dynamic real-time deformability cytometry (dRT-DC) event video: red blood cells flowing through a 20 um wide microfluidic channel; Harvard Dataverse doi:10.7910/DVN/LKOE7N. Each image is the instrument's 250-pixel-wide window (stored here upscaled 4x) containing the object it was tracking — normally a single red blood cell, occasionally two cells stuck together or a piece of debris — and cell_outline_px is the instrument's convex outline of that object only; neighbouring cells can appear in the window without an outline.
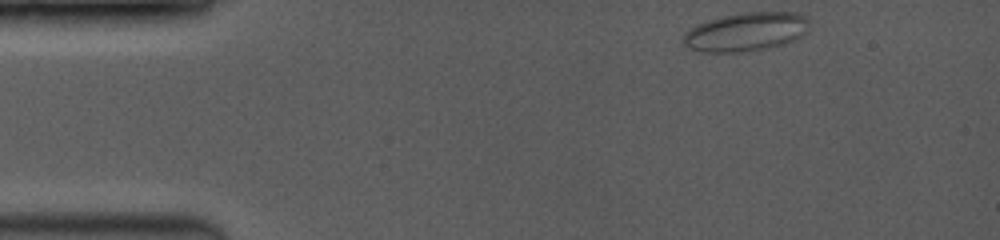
{"species": "common noctule bat (a hibernating species)", "species_latin": "Nyctalus noctula", "temperature_condition": "room temperature", "stored_images_in_passage": 23, "camera_frame_rate_fps": 3500, "um_per_image_px": 0.085, "animal": {"sex": "female", "body_mass_g": 19.0, "forearm_length_mm": 53.3}, "frame": {"image": 1, "passage_image": 1, "time_ms": 0.0, "image_size_px": [1000, 240], "cell_outline_px": [[808, 32], [804, 36], [796, 40], [784, 44], [768, 48], [740, 52], [700, 52], [688, 48], [684, 44], [684, 36], [692, 28], [700, 24], [724, 16], [748, 12], [792, 12], [804, 16], [808, 20]], "centroid_in_image_um": [63.48, 2.73], "position_along_channel_um": 21.5, "area_um2": 28.15}}
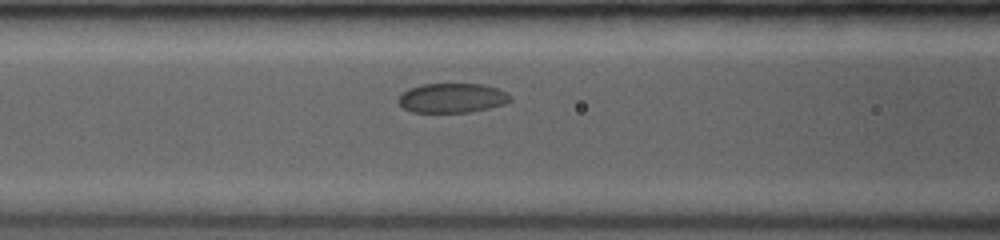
{"frame": {"image": 2, "passage_image": 10, "time_ms": 4.857, "image_size_px": [1000, 240], "cell_outline_px": [[512, 100], [504, 104], [488, 108], [468, 112], [412, 112], [404, 108], [396, 100], [408, 88], [420, 84], [480, 84], [496, 88], [508, 92], [512, 96]], "centroid_in_image_um": [38.44, 8.32], "position_along_channel_um": 128.2, "area_um2": 19.25}}
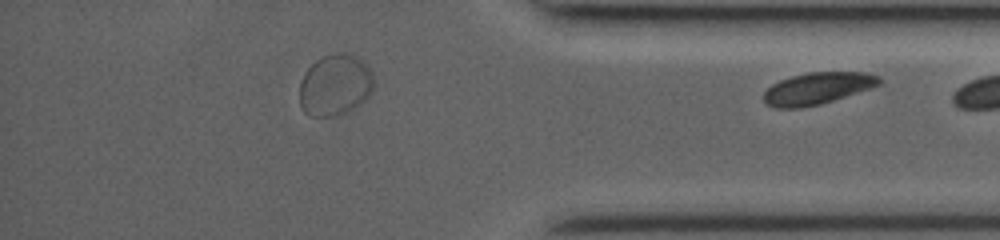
{"frame": {"image": 3, "passage_image": 23, "time_ms": 12.286, "image_size_px": [1000, 240], "cell_outline_px": [[884, 80], [880, 84], [872, 88], [820, 104], [800, 108], [776, 108], [768, 104], [764, 100], [764, 92], [772, 84], [780, 80], [792, 76], [808, 72], [864, 72], [880, 76]], "centroid_in_image_um": [69.52, 7.5], "position_along_channel_um": 365.7, "area_um2": 21.44}}